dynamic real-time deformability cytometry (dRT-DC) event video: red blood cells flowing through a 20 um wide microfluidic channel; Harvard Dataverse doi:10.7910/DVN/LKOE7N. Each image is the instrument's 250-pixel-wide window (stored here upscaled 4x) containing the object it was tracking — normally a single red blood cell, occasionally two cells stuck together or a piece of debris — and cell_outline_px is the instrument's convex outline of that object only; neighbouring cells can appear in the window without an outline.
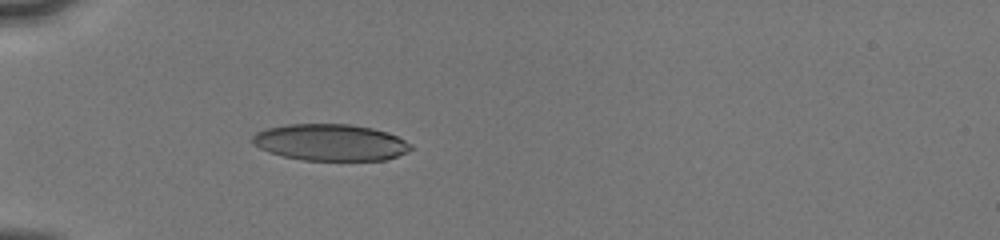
{"species": "human", "species_latin": "Homo sapiens", "temperature_condition": "cold", "stored_images_in_passage": 9, "camera_frame_rate_fps": 3000, "um_per_image_px": 0.085, "donor": {"sex": "male"}, "frame": {"image": 1, "passage_image": 6, "time_ms": 4.0, "image_size_px": [1000, 240], "cell_outline_px": [[412, 148], [408, 152], [384, 160], [304, 160], [284, 156], [268, 152], [252, 144], [252, 136], [256, 132], [268, 128], [288, 124], [352, 124], [372, 128], [388, 132], [412, 144]], "centroid_in_image_um": [28.08, 12.1], "position_along_channel_um": 56.9, "area_um2": 33.76}}
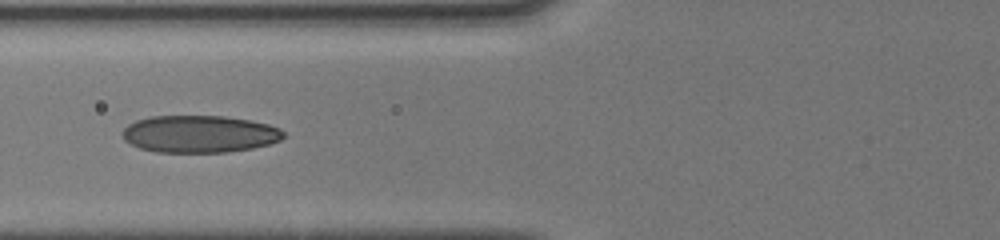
{"frame": {"image": 2, "passage_image": 8, "time_ms": 5.667, "image_size_px": [1000, 240], "cell_outline_px": [[284, 136], [280, 140], [268, 144], [252, 148], [228, 152], [156, 152], [140, 148], [124, 140], [120, 136], [120, 132], [128, 124], [136, 120], [152, 116], [224, 116], [252, 120], [268, 124], [280, 128], [284, 132]], "centroid_in_image_um": [16.93, 11.38], "position_along_channel_um": 108.9, "area_um2": 35.14}}